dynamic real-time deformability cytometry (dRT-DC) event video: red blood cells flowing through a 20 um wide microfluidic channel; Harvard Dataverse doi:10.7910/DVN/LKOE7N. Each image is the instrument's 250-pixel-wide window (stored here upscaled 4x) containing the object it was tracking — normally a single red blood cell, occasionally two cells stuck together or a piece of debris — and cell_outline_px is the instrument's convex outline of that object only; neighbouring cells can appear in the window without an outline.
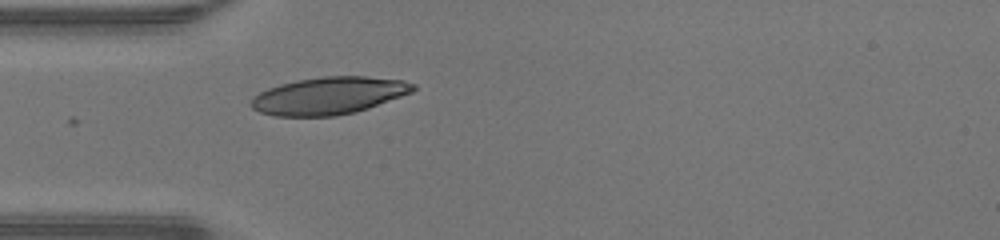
{"species": "human", "species_latin": "Homo sapiens", "temperature_condition": "warm", "stored_images_in_passage": 34, "camera_frame_rate_fps": 3000, "um_per_image_px": 0.085, "donor": {"sex": "male"}, "frame": {"image": 1, "passage_image": 1, "time_ms": 0.0, "image_size_px": [1000, 240], "cell_outline_px": [[416, 88], [412, 92], [368, 108], [356, 112], [336, 116], [276, 116], [260, 112], [252, 108], [248, 104], [252, 96], [268, 88], [280, 84], [296, 80], [324, 76], [364, 76], [404, 80], [416, 84]], "centroid_in_image_um": [27.93, 8.13], "position_along_channel_um": 57.1, "area_um2": 35.43}}
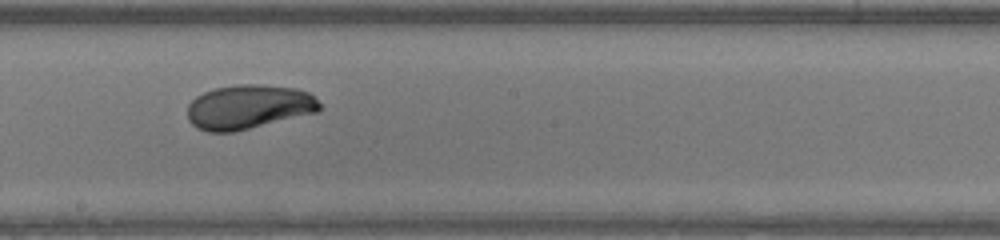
{"frame": {"image": 2, "passage_image": 13, "time_ms": 4.0, "image_size_px": [1000, 240], "cell_outline_px": [[320, 112], [232, 132], [208, 132], [196, 128], [188, 120], [188, 104], [196, 96], [204, 92], [216, 88], [240, 84], [256, 84], [296, 88], [308, 92], [320, 104]], "centroid_in_image_um": [21.12, 9.09], "position_along_channel_um": 227.1, "area_um2": 34.1}}
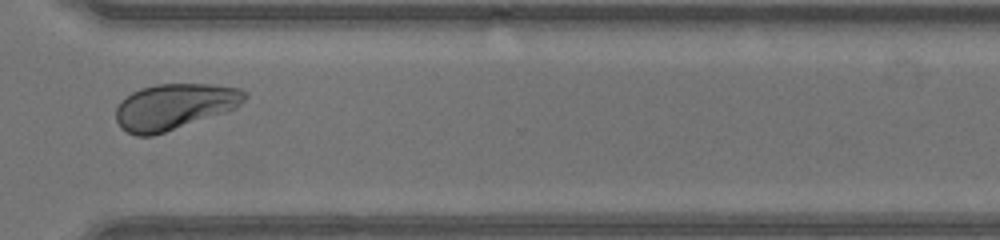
{"frame": {"image": 3, "passage_image": 22, "time_ms": 7.0, "image_size_px": [1000, 240], "cell_outline_px": [[248, 96], [236, 108], [152, 136], [136, 136], [120, 128], [116, 120], [116, 108], [120, 100], [132, 92], [140, 88], [156, 84], [216, 84], [240, 88], [248, 92]], "centroid_in_image_um": [14.81, 9.04], "position_along_channel_um": 355.8, "area_um2": 34.45}, "authors_computed_cell_mechanics": {"area_um2": 34.4199, "velocity_mm_per_s": 4.2995, "shape_relaxation_time_tau1_ms": 3.0219, "shape_relaxation_time_tau2_ms": null, "deformation_change_tau1": 0.1454, "deformation_change_tau2": null}}